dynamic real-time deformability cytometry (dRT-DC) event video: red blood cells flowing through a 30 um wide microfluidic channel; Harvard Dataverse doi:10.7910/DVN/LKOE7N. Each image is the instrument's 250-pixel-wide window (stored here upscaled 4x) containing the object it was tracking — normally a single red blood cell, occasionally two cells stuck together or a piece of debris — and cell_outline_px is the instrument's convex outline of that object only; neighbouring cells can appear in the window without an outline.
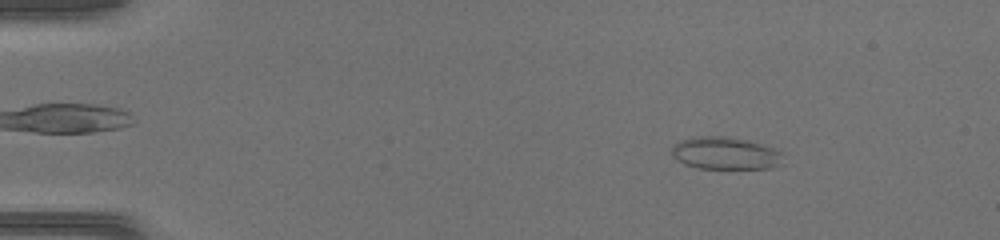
{"species": "common noctule bat (a hibernating species)", "species_latin": "Nyctalus noctula", "temperature_condition": "warm", "stored_images_in_passage": 45, "camera_frame_rate_fps": 3000, "um_per_image_px": 0.085, "animal": {"sex": "female", "body_mass_g": 17.0, "forearm_length_mm": 48.0}, "frame": {"image": 1, "passage_image": 6, "time_ms": 1.667, "image_size_px": [1000, 240], "cell_outline_px": [[788, 164], [772, 168], [696, 168], [684, 164], [672, 156], [672, 148], [680, 140], [692, 136], [728, 136], [748, 140], [784, 152]], "centroid_in_image_um": [61.75, 13.03], "position_along_channel_um": 23.3, "area_um2": 21.56}}
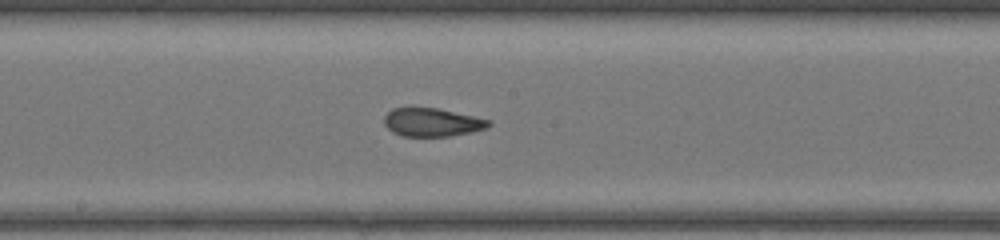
{"frame": {"image": 2, "passage_image": 25, "time_ms": 8.0, "image_size_px": [1000, 240], "cell_outline_px": [[492, 124], [488, 128], [472, 132], [448, 136], [400, 136], [392, 132], [384, 124], [384, 116], [392, 108], [436, 108], [492, 120]], "centroid_in_image_um": [36.74, 10.4], "position_along_channel_um": 211.5, "area_um2": 17.28}}
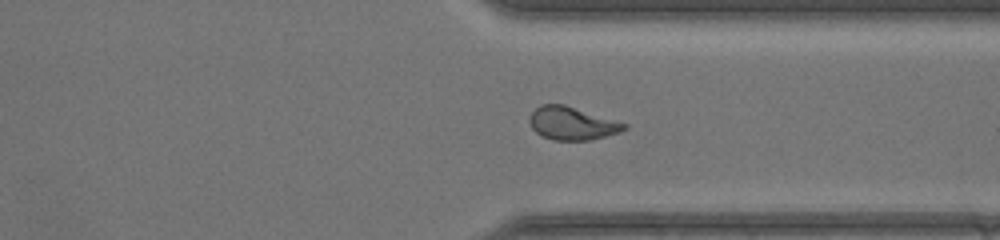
{"frame": {"image": 3, "passage_image": 35, "time_ms": 11.333, "image_size_px": [1000, 240], "cell_outline_px": [[628, 128], [620, 132], [588, 140], [552, 140], [536, 132], [532, 128], [528, 120], [528, 116], [540, 104], [564, 104], [628, 124]], "centroid_in_image_um": [48.6, 10.48], "position_along_channel_um": 362.8, "area_um2": 18.15}}